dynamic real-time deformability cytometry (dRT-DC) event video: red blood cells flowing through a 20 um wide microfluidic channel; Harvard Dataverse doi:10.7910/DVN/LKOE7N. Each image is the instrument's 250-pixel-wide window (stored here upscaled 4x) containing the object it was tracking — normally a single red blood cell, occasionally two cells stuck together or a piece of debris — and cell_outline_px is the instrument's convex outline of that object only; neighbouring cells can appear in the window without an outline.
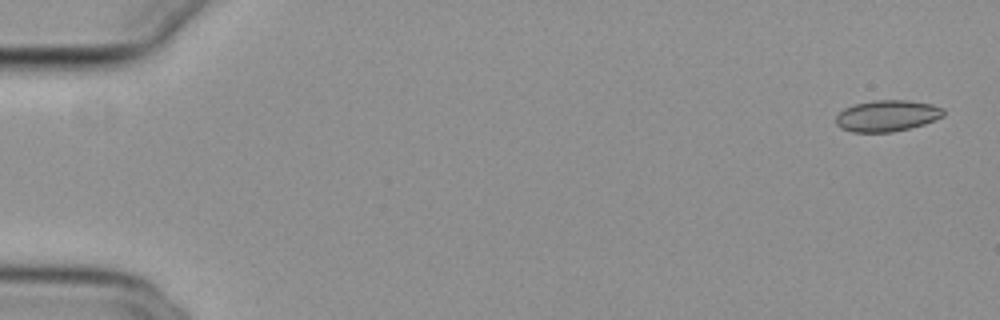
{"species": "common noctule bat (a hibernating species)", "species_latin": "Nyctalus noctula", "temperature_condition": "cold", "stored_images_in_passage": 16, "camera_frame_rate_fps": 3000, "um_per_image_px": 0.085, "animal": {"sex": "female", "body_mass_g": 29.2, "forearm_length_mm": 56.3}, "frame": {"image": 1, "passage_image": 2, "time_ms": 0.333, "image_size_px": [1000, 320], "cell_outline_px": [[944, 116], [924, 124], [892, 132], [852, 132], [840, 128], [836, 124], [836, 116], [844, 108], [852, 104], [876, 100], [908, 100], [932, 104], [944, 108]], "centroid_in_image_um": [75.39, 9.83], "position_along_channel_um": 9.6, "area_um2": 19.71}}
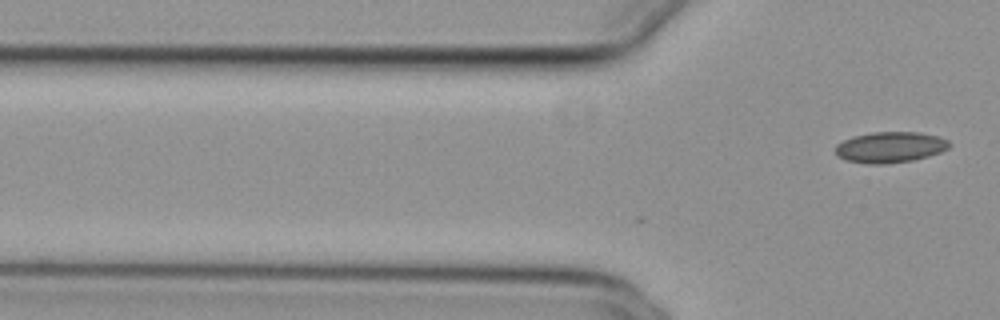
{"frame": {"image": 2, "passage_image": 16, "time_ms": 5.0, "image_size_px": [1000, 320], "cell_outline_px": [[948, 148], [940, 152], [928, 156], [912, 160], [884, 164], [868, 164], [844, 160], [836, 152], [836, 144], [852, 136], [872, 132], [920, 132], [936, 136], [948, 140]], "centroid_in_image_um": [75.63, 12.51], "position_along_channel_um": 50.2, "area_um2": 20.35}}